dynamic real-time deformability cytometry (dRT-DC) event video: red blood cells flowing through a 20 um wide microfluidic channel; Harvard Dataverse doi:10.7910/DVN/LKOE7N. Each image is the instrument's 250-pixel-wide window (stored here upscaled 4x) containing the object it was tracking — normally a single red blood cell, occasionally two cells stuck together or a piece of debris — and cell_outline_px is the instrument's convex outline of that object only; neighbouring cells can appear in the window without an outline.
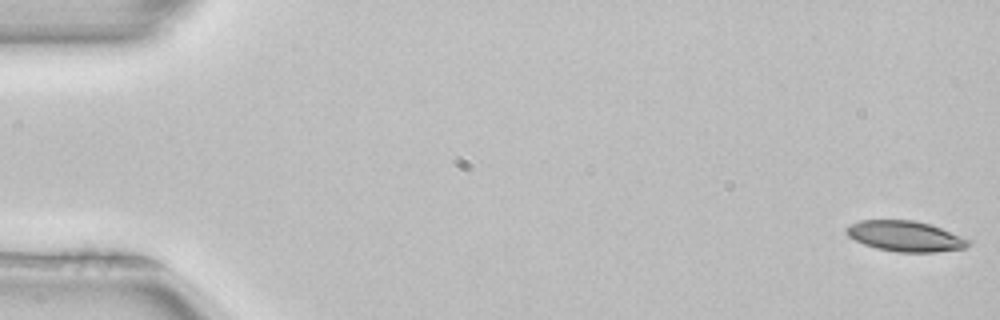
{"species": "common noctule bat (a hibernating species)", "species_latin": "Nyctalus noctula", "temperature_condition": "room temperature", "stored_images_in_passage": 52, "camera_frame_rate_fps": 3000, "um_per_image_px": 0.085, "animal": {"sex": "female", "body_mass_g": 22.7, "forearm_length_mm": 54.2}, "frame": {"image": 1, "passage_image": 1, "time_ms": 0.0, "image_size_px": [1000, 320], "cell_outline_px": [[972, 244], [964, 248], [936, 252], [896, 252], [876, 248], [864, 244], [848, 236], [844, 232], [844, 228], [860, 220], [912, 220], [928, 224], [940, 228], [972, 240]], "centroid_in_image_um": [76.95, 20.08], "position_along_channel_um": 8.1, "area_um2": 21.68}}
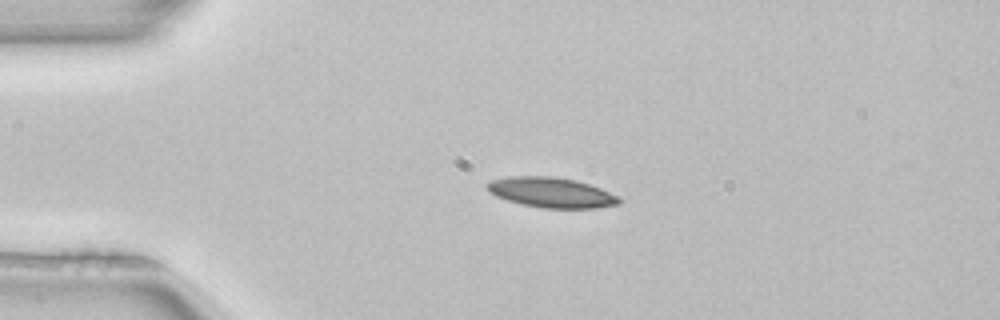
{"frame": {"image": 2, "passage_image": 12, "time_ms": 3.667, "image_size_px": [1000, 320], "cell_outline_px": [[620, 204], [596, 208], [540, 208], [520, 204], [496, 196], [488, 192], [484, 184], [488, 180], [508, 176], [552, 176], [576, 180], [600, 188], [616, 196], [620, 200]], "centroid_in_image_um": [46.78, 16.35], "position_along_channel_um": 38.2, "area_um2": 23.35}}
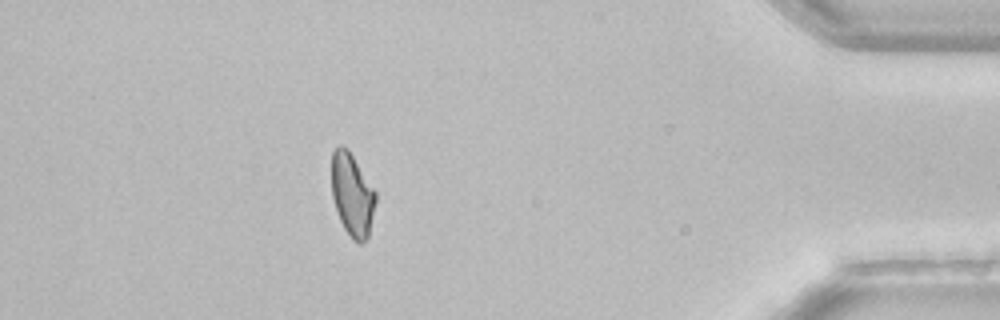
{"frame": {"image": 3, "passage_image": 46, "time_ms": 15.0, "image_size_px": [1000, 320], "cell_outline_px": [[376, 200], [368, 236], [360, 244], [352, 240], [344, 228], [340, 220], [332, 196], [332, 152], [340, 144], [348, 148], [376, 192]], "centroid_in_image_um": [29.93, 16.54], "position_along_channel_um": 405.3, "area_um2": 21.1}}